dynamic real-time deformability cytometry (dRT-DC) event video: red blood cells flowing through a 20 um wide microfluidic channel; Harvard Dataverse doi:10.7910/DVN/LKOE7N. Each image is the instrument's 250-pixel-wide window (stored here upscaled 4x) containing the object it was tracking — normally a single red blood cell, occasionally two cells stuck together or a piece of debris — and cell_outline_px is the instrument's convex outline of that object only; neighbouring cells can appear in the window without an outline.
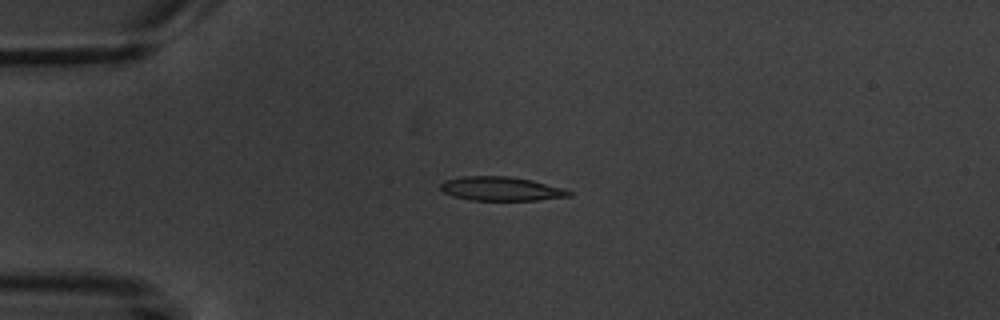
{"species": "common noctule bat (a hibernating species)", "species_latin": "Nyctalus noctula", "temperature_condition": "warm", "stored_images_in_passage": 5, "camera_frame_rate_fps": 3000, "um_per_image_px": 0.085, "animal": {"sex": "male", "body_mass_g": 20.1, "forearm_length_mm": 53.5}, "frame": {"image": 1, "passage_image": 3, "time_ms": 2.0, "image_size_px": [1000, 320], "cell_outline_px": [[572, 196], [536, 200], [472, 200], [452, 196], [444, 192], [440, 188], [440, 184], [444, 180], [464, 176], [508, 176], [532, 180], [564, 188], [572, 192]], "centroid_in_image_um": [42.6, 16.04], "position_along_channel_um": 42.4, "area_um2": 17.98}}
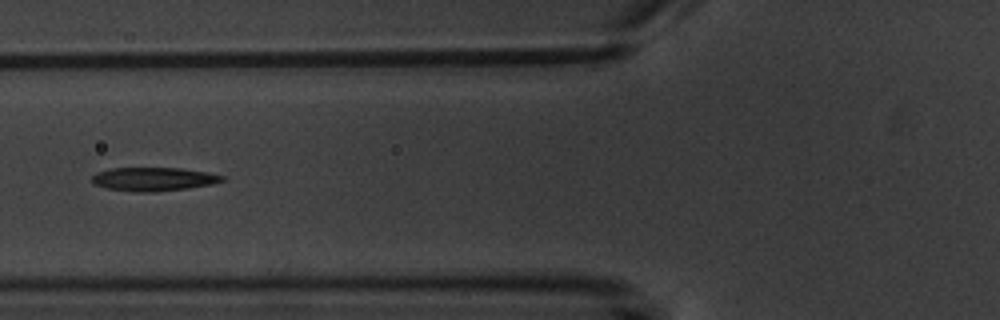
{"frame": {"image": 2, "passage_image": 5, "time_ms": 4.667, "image_size_px": [1000, 320], "cell_outline_px": [[228, 180], [212, 184], [188, 188], [156, 192], [136, 192], [108, 188], [92, 184], [92, 176], [96, 172], [112, 168], [180, 168], [208, 172], [224, 176]], "centroid_in_image_um": [13.08, 15.22], "position_along_channel_um": 112.7, "area_um2": 18.03}}